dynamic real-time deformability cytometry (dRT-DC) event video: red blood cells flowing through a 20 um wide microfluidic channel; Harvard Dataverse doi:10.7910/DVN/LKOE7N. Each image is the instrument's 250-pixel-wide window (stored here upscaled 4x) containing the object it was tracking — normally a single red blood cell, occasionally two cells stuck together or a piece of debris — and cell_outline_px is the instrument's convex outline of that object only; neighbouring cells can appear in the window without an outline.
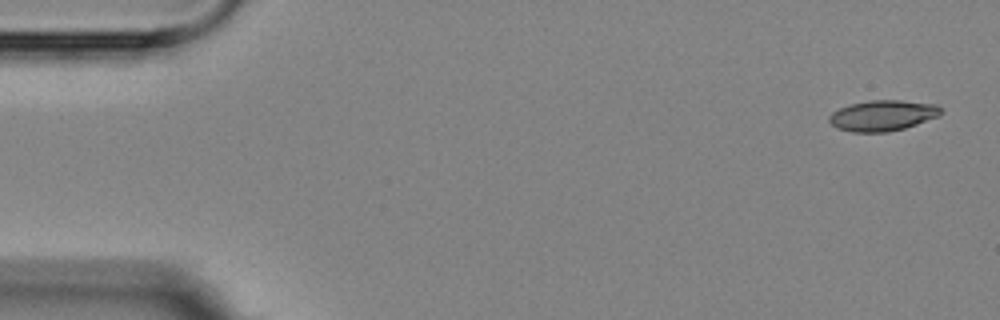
{"species": "Egyptian fruit bat (a non-hibernating species)", "species_latin": "Rousettus aegyptiacus", "temperature_condition": "room temperature", "stored_images_in_passage": 4, "camera_frame_rate_fps": 3000, "um_per_image_px": 0.085, "animal": {"sex": "female"}, "frame": {"image": 1, "passage_image": 1, "time_ms": 0.0, "image_size_px": [1000, 320], "cell_outline_px": [[944, 112], [940, 116], [904, 128], [888, 132], [852, 132], [836, 128], [828, 120], [828, 116], [832, 112], [840, 108], [852, 104], [868, 100], [900, 100], [936, 104]], "centroid_in_image_um": [75.03, 9.82], "position_along_channel_um": 10.0, "area_um2": 20.06}}
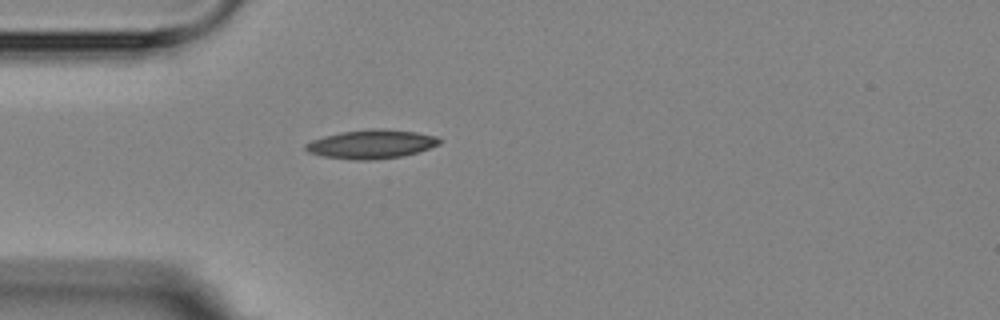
{"frame": {"image": 2, "passage_image": 4, "time_ms": 4.333, "image_size_px": [1000, 320], "cell_outline_px": [[444, 140], [440, 144], [404, 156], [372, 160], [356, 160], [324, 156], [308, 152], [304, 148], [304, 144], [312, 140], [324, 136], [340, 132], [368, 128], [384, 128], [416, 132], [436, 136]], "centroid_in_image_um": [31.58, 12.24], "position_along_channel_um": 53.4, "area_um2": 22.66}}